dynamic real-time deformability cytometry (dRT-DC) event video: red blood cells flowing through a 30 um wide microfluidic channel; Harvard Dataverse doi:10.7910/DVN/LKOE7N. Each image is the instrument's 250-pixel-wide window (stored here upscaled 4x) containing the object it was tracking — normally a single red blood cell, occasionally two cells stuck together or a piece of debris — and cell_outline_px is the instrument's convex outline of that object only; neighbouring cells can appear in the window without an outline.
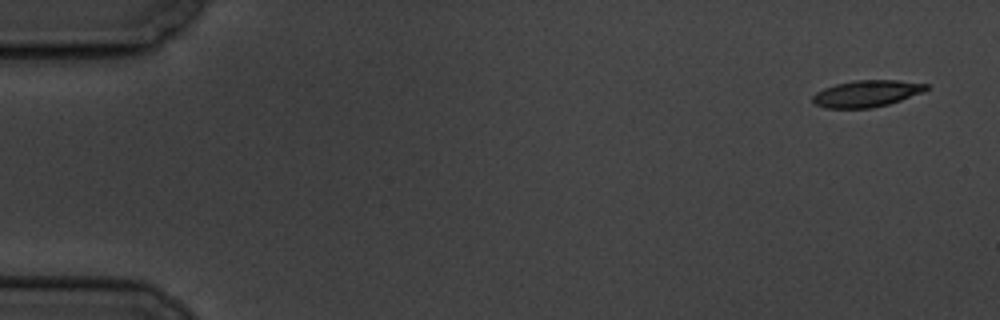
{"species": "common noctule bat (a hibernating species)", "species_latin": "Nyctalus noctula", "temperature_condition": "cold", "stored_images_in_passage": 5, "camera_frame_rate_fps": 3000, "um_per_image_px": 0.085, "animal": {"sex": "male", "body_mass_g": 19.5, "forearm_length_mm": 54.6}, "frame": {"image": 1, "passage_image": 1, "time_ms": 0.0, "image_size_px": [1000, 320], "cell_outline_px": [[928, 88], [924, 92], [888, 104], [872, 108], [824, 108], [812, 104], [812, 96], [816, 92], [824, 88], [836, 84], [856, 80], [896, 80], [928, 84]], "centroid_in_image_um": [73.63, 7.96], "position_along_channel_um": 11.4, "area_um2": 17.69}}
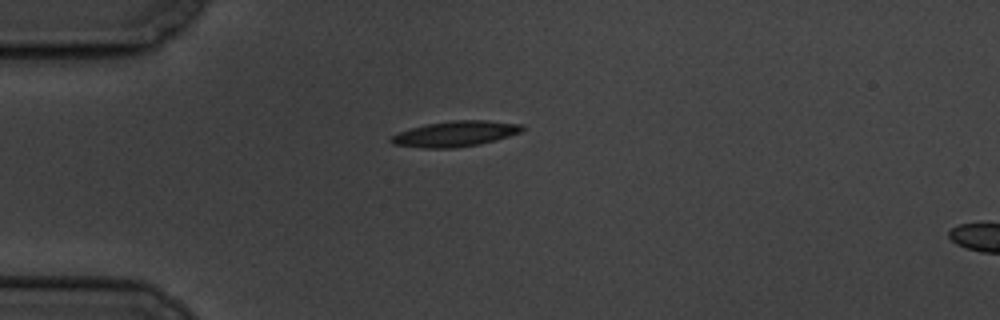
{"frame": {"image": 2, "passage_image": 5, "time_ms": 4.333, "image_size_px": [1000, 320], "cell_outline_px": [[524, 128], [520, 132], [496, 140], [480, 144], [456, 148], [424, 148], [392, 144], [388, 140], [392, 136], [400, 132], [412, 128], [428, 124], [452, 120], [488, 120], [524, 124]], "centroid_in_image_um": [38.73, 11.37], "position_along_channel_um": 46.3, "area_um2": 19.48}}